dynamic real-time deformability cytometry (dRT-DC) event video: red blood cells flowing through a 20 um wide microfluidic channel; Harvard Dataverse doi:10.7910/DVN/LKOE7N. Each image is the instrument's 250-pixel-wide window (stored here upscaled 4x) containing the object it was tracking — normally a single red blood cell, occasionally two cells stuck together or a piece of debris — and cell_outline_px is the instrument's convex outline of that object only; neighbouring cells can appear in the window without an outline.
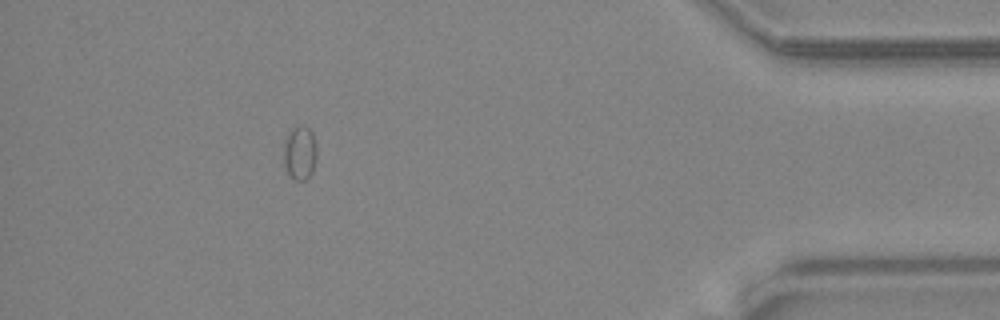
{"species": "common noctule bat (a hibernating species)", "species_latin": "Nyctalus noctula", "temperature_condition": "warm", "stored_images_in_passage": 34, "camera_frame_rate_fps": 3000, "um_per_image_px": 0.085, "animal": {"sex": "female", "body_mass_g": 24.6, "forearm_length_mm": 56.2}, "frame": {"image": 1, "passage_image": 30, "time_ms": 9.667, "image_size_px": [1000, 320], "cell_outline_px": [[316, 160], [312, 172], [304, 180], [292, 180], [284, 164], [284, 144], [292, 128], [308, 128], [312, 132], [316, 144]], "centroid_in_image_um": [25.5, 13.04], "position_along_channel_um": 409.7, "area_um2": 10.12}}